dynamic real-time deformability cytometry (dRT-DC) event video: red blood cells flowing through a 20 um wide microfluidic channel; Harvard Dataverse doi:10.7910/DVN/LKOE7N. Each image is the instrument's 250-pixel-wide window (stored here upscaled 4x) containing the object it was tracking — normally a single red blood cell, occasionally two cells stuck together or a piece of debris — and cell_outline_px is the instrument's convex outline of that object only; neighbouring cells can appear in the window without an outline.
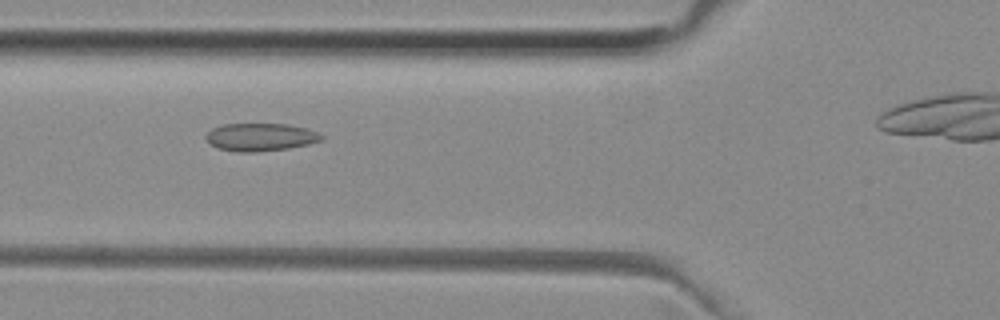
{"species": "common noctule bat (a hibernating species)", "species_latin": "Nyctalus noctula", "temperature_condition": "room temperature", "stored_images_in_passage": 32, "camera_frame_rate_fps": 3000, "um_per_image_px": 0.085, "animal": {"sex": "female", "body_mass_g": 29.2, "forearm_length_mm": 56.3}, "frame": {"image": 1, "passage_image": 6, "time_ms": 1.667, "image_size_px": [1000, 320], "cell_outline_px": [[324, 140], [308, 144], [288, 148], [256, 152], [236, 152], [220, 148], [212, 144], [204, 136], [212, 128], [220, 124], [288, 124], [304, 128], [316, 132], [324, 136]], "centroid_in_image_um": [22.14, 11.65], "position_along_channel_um": 103.7, "area_um2": 18.61}}
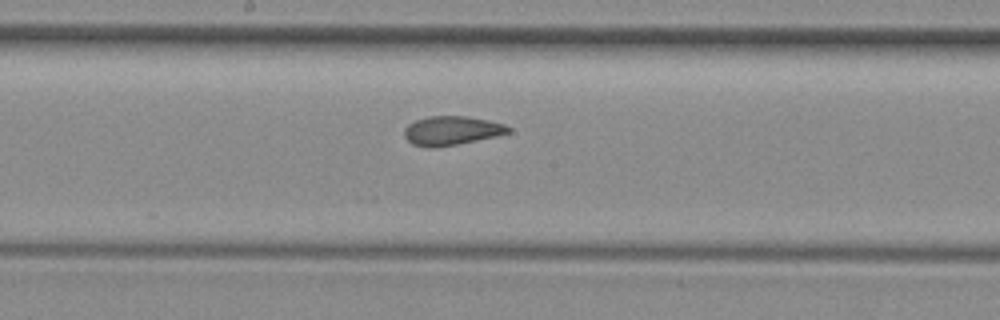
{"frame": {"image": 2, "passage_image": 14, "time_ms": 4.333, "image_size_px": [1000, 320], "cell_outline_px": [[512, 132], [496, 136], [436, 148], [428, 148], [412, 144], [404, 136], [404, 128], [408, 124], [416, 120], [428, 116], [468, 116], [488, 120], [504, 124], [512, 128]], "centroid_in_image_um": [38.38, 11.1], "position_along_channel_um": 209.8, "area_um2": 17.69}}
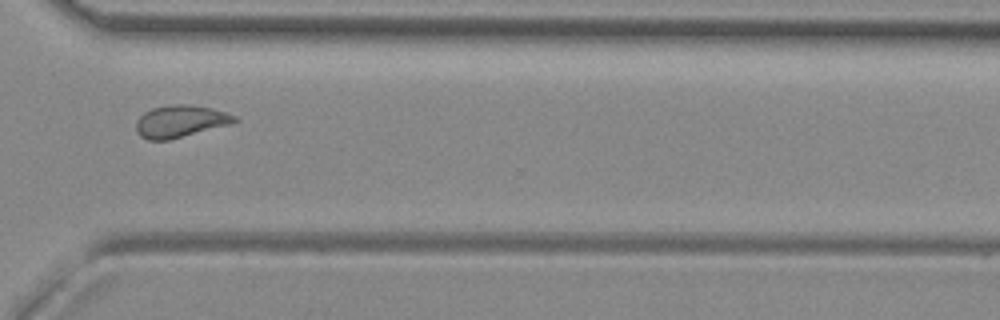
{"frame": {"image": 3, "passage_image": 25, "time_ms": 8.0, "image_size_px": [1000, 320], "cell_outline_px": [[236, 120], [232, 124], [168, 140], [148, 140], [140, 136], [136, 132], [136, 120], [144, 112], [152, 108], [172, 104], [188, 104], [212, 108], [236, 116]], "centroid_in_image_um": [15.3, 10.31], "position_along_channel_um": 355.3, "area_um2": 18.44}, "authors_computed_cell_mechanics": {"area_um2": 18.0336, "velocity_mm_per_s": 3.9743, "shape_relaxation_time_tau1_ms": null, "shape_relaxation_time_tau2_ms": 1.879, "deformation_change_tau1": null, "deformation_change_tau2": 0.0782}}